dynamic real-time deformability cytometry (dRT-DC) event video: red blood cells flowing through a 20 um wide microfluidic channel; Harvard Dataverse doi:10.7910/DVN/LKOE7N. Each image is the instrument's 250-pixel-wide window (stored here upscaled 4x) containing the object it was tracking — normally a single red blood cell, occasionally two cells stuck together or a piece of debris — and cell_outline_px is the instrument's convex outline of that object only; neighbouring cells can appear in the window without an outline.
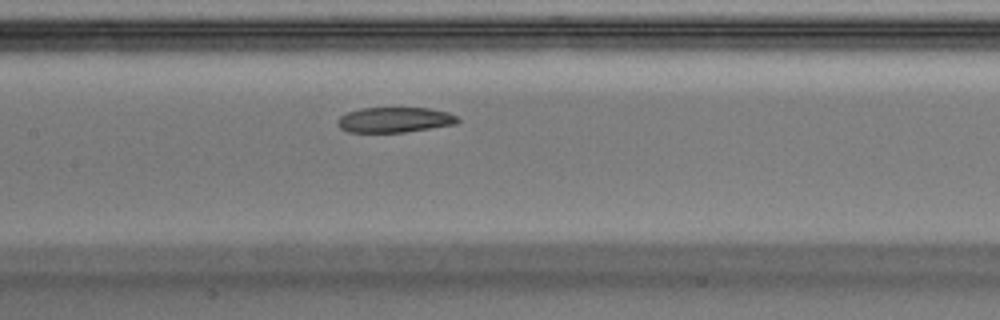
{"species": "Egyptian fruit bat (a non-hibernating species)", "species_latin": "Rousettus aegyptiacus", "temperature_condition": "warm", "stored_images_in_passage": 34, "camera_frame_rate_fps": 3000, "um_per_image_px": 0.085, "animal": {"sex": "male"}, "frame": {"image": 1, "passage_image": 10, "time_ms": 3.0, "image_size_px": [1000, 320], "cell_outline_px": [[460, 120], [456, 124], [404, 132], [348, 132], [340, 128], [336, 124], [340, 116], [348, 112], [360, 108], [428, 108], [448, 112], [456, 116]], "centroid_in_image_um": [33.53, 10.18], "position_along_channel_um": 173.9, "area_um2": 17.63}}
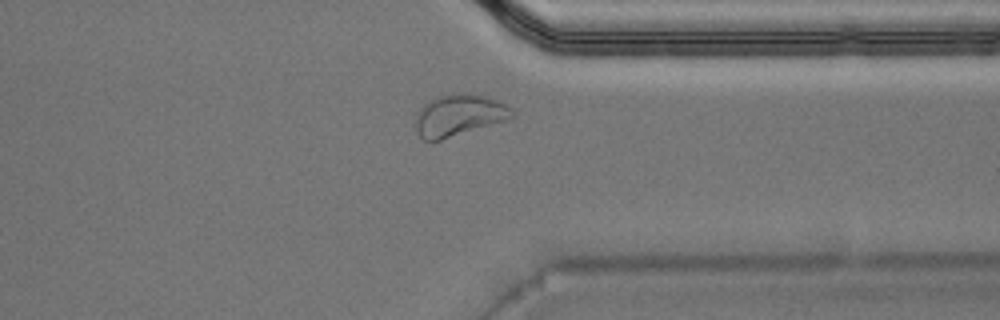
{"frame": {"image": 2, "passage_image": 25, "time_ms": 8.0, "image_size_px": [1000, 320], "cell_outline_px": [[516, 116], [504, 120], [440, 140], [424, 140], [416, 132], [412, 124], [420, 108], [428, 100], [440, 96], [480, 96], [496, 100], [504, 104]], "centroid_in_image_um": [38.9, 9.85], "position_along_channel_um": 372.5, "area_um2": 22.37}}